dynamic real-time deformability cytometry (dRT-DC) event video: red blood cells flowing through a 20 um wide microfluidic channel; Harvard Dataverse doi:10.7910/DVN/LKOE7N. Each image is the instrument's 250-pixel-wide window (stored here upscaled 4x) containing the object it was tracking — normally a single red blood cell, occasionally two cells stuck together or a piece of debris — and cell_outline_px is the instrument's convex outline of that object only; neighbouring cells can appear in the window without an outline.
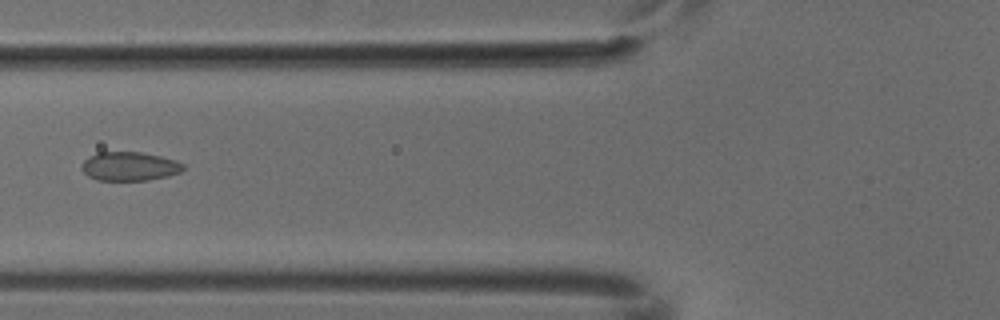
{"species": "common noctule bat (a hibernating species)", "species_latin": "Nyctalus noctula", "temperature_condition": "cold", "stored_images_in_passage": 5, "camera_frame_rate_fps": 3000, "um_per_image_px": 0.085, "animal": {"sex": "male", "body_mass_g": 18.8}, "frame": {"image": 1, "passage_image": 5, "time_ms": 1.333, "image_size_px": [1000, 320], "cell_outline_px": [[184, 168], [180, 172], [168, 176], [148, 180], [96, 180], [88, 176], [80, 168], [84, 160], [88, 156], [100, 152], [140, 152], [160, 156], [176, 160], [184, 164]], "centroid_in_image_um": [11.0, 14.14], "position_along_channel_um": 114.8, "area_um2": 17.11}}